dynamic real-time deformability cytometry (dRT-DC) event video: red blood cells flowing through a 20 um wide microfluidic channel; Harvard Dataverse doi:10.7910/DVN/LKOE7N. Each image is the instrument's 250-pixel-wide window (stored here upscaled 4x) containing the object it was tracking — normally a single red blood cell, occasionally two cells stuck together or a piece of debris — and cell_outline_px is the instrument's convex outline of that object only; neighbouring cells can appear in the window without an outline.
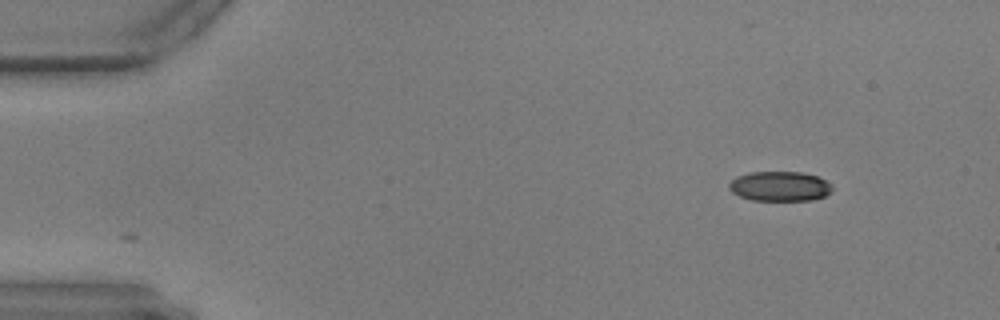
{"species": "common noctule bat (a hibernating species)", "species_latin": "Nyctalus noctula", "temperature_condition": "warm", "stored_images_in_passage": 53, "camera_frame_rate_fps": 3000, "um_per_image_px": 0.085, "animal": {"sex": "male", "body_mass_g": 17.9, "forearm_length_mm": 54.2}, "frame": {"image": 1, "passage_image": 1, "time_ms": 0.0, "image_size_px": [1000, 320], "cell_outline_px": [[832, 192], [824, 196], [812, 200], [752, 200], [740, 196], [732, 192], [728, 188], [728, 184], [736, 176], [752, 172], [800, 172], [816, 176], [832, 184]], "centroid_in_image_um": [66.28, 15.83], "position_along_channel_um": 18.7, "area_um2": 17.86}}
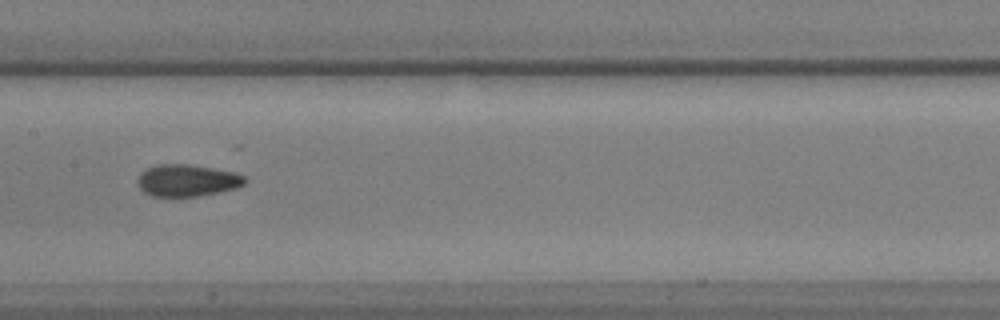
{"frame": {"image": 2, "passage_image": 24, "time_ms": 7.667, "image_size_px": [1000, 320], "cell_outline_px": [[248, 180], [244, 184], [236, 188], [200, 196], [152, 196], [144, 192], [136, 184], [136, 180], [148, 168], [156, 164], [188, 164], [236, 172], [244, 176]], "centroid_in_image_um": [15.92, 15.34], "position_along_channel_um": 191.5, "area_um2": 19.94}}
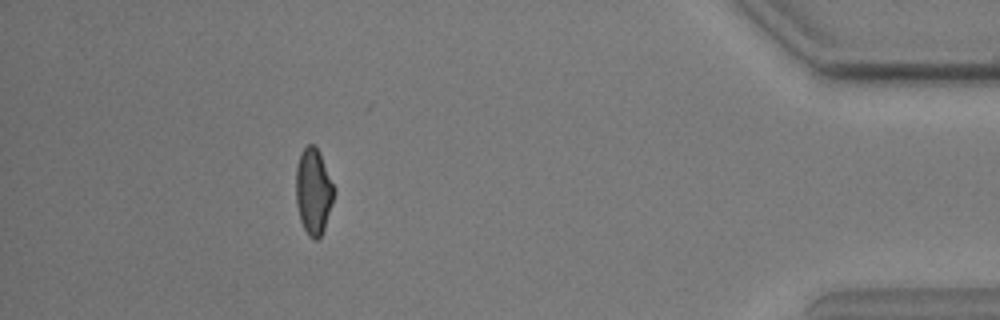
{"frame": {"image": 3, "passage_image": 47, "time_ms": 15.333, "image_size_px": [1000, 320], "cell_outline_px": [[336, 192], [324, 228], [320, 236], [316, 240], [312, 240], [308, 236], [300, 220], [296, 204], [296, 168], [300, 152], [308, 144], [312, 144], [320, 152], [336, 188]], "centroid_in_image_um": [26.65, 16.26], "position_along_channel_um": 408.5, "area_um2": 19.36}}